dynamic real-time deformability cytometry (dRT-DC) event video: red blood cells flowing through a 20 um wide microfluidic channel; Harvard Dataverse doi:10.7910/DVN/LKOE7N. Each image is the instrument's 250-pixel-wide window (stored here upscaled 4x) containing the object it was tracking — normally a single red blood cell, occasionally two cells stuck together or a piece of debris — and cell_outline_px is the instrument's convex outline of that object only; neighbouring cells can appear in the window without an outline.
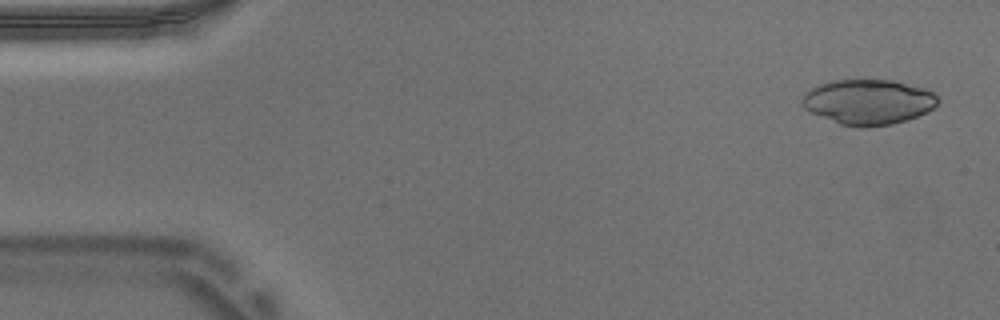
{"species": "Egyptian fruit bat (a non-hibernating species)", "species_latin": "Rousettus aegyptiacus", "temperature_condition": "warm", "stored_images_in_passage": 52, "camera_frame_rate_fps": 3000, "um_per_image_px": 0.085, "animal": {"sex": "male"}, "frame": {"image": 1, "passage_image": 2, "time_ms": 0.333, "image_size_px": [1000, 320], "cell_outline_px": [[940, 100], [928, 112], [908, 120], [892, 124], [868, 128], [856, 128], [840, 124], [808, 112], [800, 104], [800, 100], [812, 88], [820, 84], [832, 80], [892, 80], [924, 88], [932, 92]], "centroid_in_image_um": [73.79, 8.69], "position_along_channel_um": 11.2, "area_um2": 36.01}}